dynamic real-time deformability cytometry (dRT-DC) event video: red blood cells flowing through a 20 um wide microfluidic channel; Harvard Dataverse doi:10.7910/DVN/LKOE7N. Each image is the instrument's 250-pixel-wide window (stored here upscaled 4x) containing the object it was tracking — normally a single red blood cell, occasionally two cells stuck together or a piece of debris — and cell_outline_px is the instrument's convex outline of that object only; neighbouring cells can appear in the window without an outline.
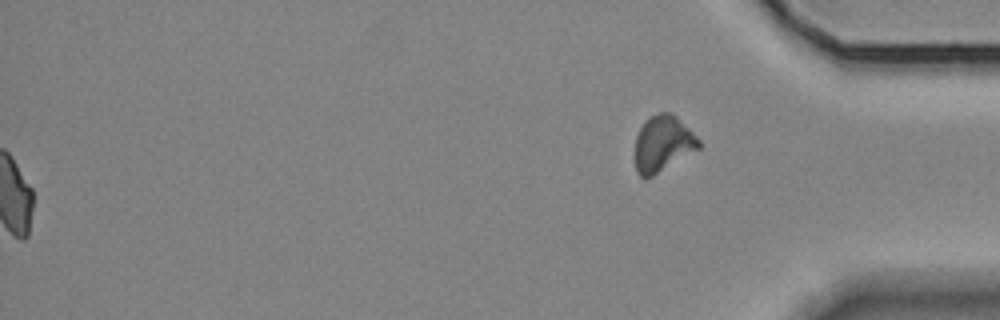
{"species": "Egyptian fruit bat (a non-hibernating species)", "species_latin": "Rousettus aegyptiacus", "temperature_condition": "room temperature", "stored_images_in_passage": 38, "segment_of_instrument_passage": [2, 2], "camera_frame_rate_fps": 3000, "um_per_image_px": 0.085, "animal": {"sex": "female"}, "frame": {"image": 1, "passage_image": 38, "time_ms": 12.333, "image_size_px": [1000, 320], "cell_outline_px": [[700, 148], [652, 176], [644, 180], [636, 172], [636, 136], [640, 128], [648, 116], [660, 112], [668, 112], [676, 116], [700, 140]], "centroid_in_image_um": [56.33, 12.21], "position_along_channel_um": 378.9, "area_um2": 20.63}}